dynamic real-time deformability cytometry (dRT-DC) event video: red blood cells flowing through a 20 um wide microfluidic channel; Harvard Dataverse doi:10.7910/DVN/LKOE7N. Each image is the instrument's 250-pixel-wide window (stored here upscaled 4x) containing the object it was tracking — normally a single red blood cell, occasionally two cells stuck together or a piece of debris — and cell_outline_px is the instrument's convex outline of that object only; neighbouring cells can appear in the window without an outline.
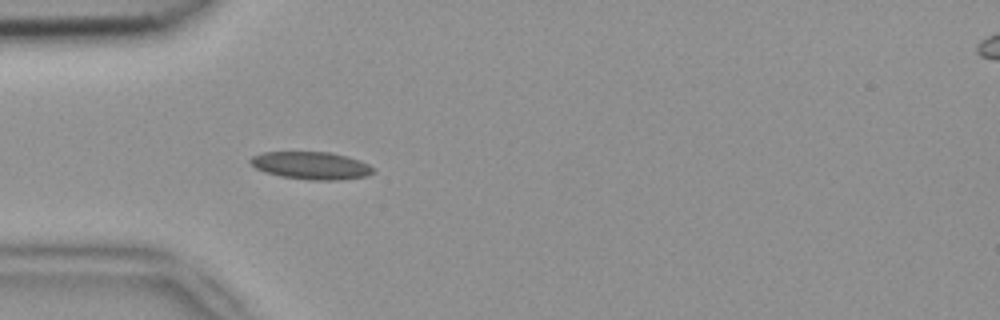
{"species": "common noctule bat (a hibernating species)", "species_latin": "Nyctalus noctula", "temperature_condition": "room temperature", "stored_images_in_passage": 38, "camera_frame_rate_fps": 3000, "um_per_image_px": 0.085, "animal": {"sex": "female", "body_mass_g": 18.4}, "frame": {"image": 1, "passage_image": 2, "time_ms": 0.333, "image_size_px": [1000, 320], "cell_outline_px": [[372, 172], [368, 176], [336, 180], [308, 180], [280, 176], [264, 172], [256, 168], [248, 160], [252, 156], [264, 152], [328, 152], [348, 156], [360, 160], [368, 164], [372, 168]], "centroid_in_image_um": [26.43, 14.07], "position_along_channel_um": 58.6, "area_um2": 19.71}}
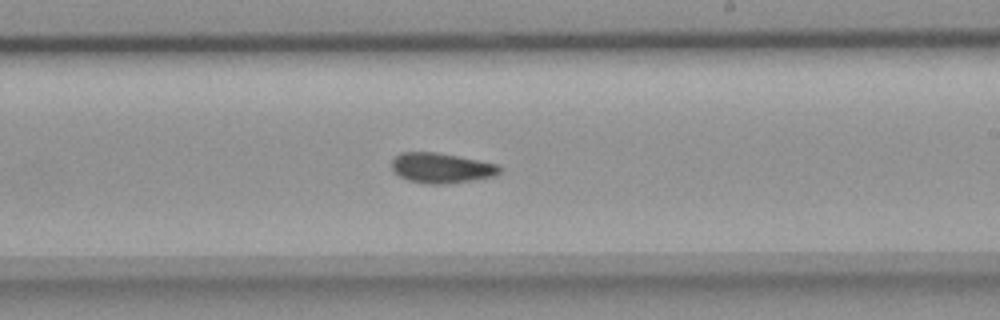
{"frame": {"image": 2, "passage_image": 17, "time_ms": 5.333, "image_size_px": [1000, 320], "cell_outline_px": [[500, 172], [496, 176], [448, 184], [424, 184], [408, 180], [392, 172], [392, 160], [400, 152], [436, 152], [500, 164]], "centroid_in_image_um": [37.51, 14.28], "position_along_channel_um": 251.5, "area_um2": 19.13}}
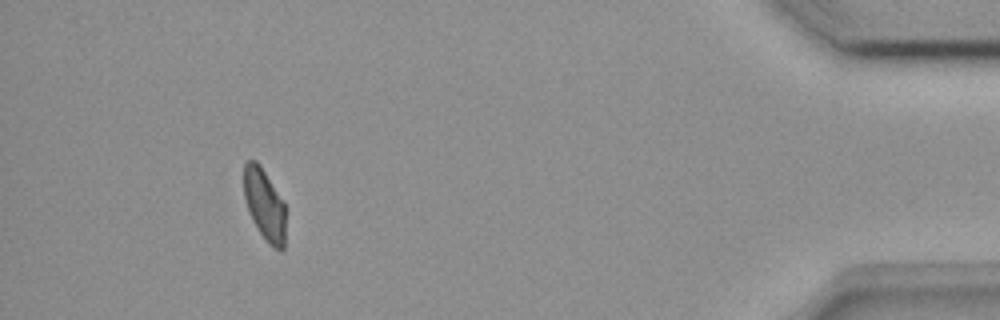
{"frame": {"image": 3, "passage_image": 34, "time_ms": 11.0, "image_size_px": [1000, 320], "cell_outline_px": [[284, 248], [276, 248], [268, 244], [252, 220], [248, 212], [244, 196], [244, 164], [248, 160], [256, 160], [260, 164], [284, 200]], "centroid_in_image_um": [22.46, 17.34], "position_along_channel_um": 412.7, "area_um2": 17.34}, "authors_computed_cell_mechanics": {"area_um2": 18.6116, "velocity_mm_per_s": 3.9388, "shape_relaxation_time_tau1_ms": null, "shape_relaxation_time_tau2_ms": 4.4347, "deformation_change_tau1": null, "deformation_change_tau2": 0.0815}}